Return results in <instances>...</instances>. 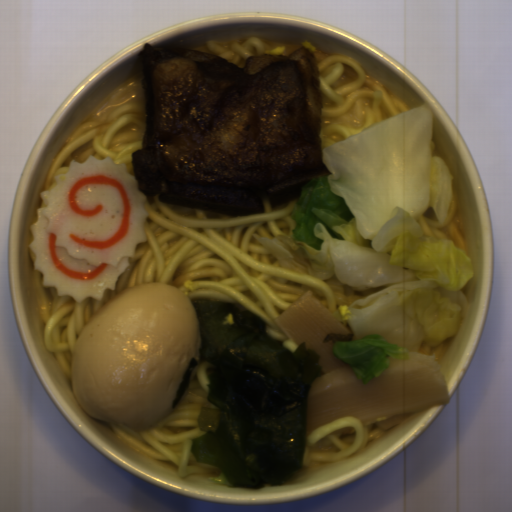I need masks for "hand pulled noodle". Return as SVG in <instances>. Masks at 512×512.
Listing matches in <instances>:
<instances>
[{"label": "hand pulled noodle", "mask_w": 512, "mask_h": 512, "mask_svg": "<svg viewBox=\"0 0 512 512\" xmlns=\"http://www.w3.org/2000/svg\"><path fill=\"white\" fill-rule=\"evenodd\" d=\"M263 213L235 216L163 201L145 199L146 243H138L129 267L107 289L103 299L82 302L59 296L52 286H43V272L34 267L30 250L34 300L44 327L45 348L62 367L72 388L71 371L75 345L96 310L119 291L138 284L173 286L190 301L232 303L266 321V334L296 352L295 342L275 320L306 290L332 314L384 290L387 284L363 291L350 289L335 274L319 280L282 266L278 256L255 235L291 236L298 227L292 213L298 198L272 207L265 191H259Z\"/></svg>", "instance_id": "14784b9a"}, {"label": "hand pulled noodle", "mask_w": 512, "mask_h": 512, "mask_svg": "<svg viewBox=\"0 0 512 512\" xmlns=\"http://www.w3.org/2000/svg\"><path fill=\"white\" fill-rule=\"evenodd\" d=\"M305 48L314 53L322 95L320 154L324 148L367 130L374 124L411 111L396 94L383 88L352 58L324 54L304 40L270 42L240 37L204 41L192 49L218 56L239 67L250 55H291Z\"/></svg>", "instance_id": "772679e5"}, {"label": "hand pulled noodle", "mask_w": 512, "mask_h": 512, "mask_svg": "<svg viewBox=\"0 0 512 512\" xmlns=\"http://www.w3.org/2000/svg\"><path fill=\"white\" fill-rule=\"evenodd\" d=\"M146 131L142 69L123 82L89 113L68 137L46 171L44 191L56 186V177L68 172L71 161L85 164L89 156L123 163L136 177L133 153L142 150Z\"/></svg>", "instance_id": "2289bc40"}, {"label": "hand pulled noodle", "mask_w": 512, "mask_h": 512, "mask_svg": "<svg viewBox=\"0 0 512 512\" xmlns=\"http://www.w3.org/2000/svg\"><path fill=\"white\" fill-rule=\"evenodd\" d=\"M214 370V364L200 357L198 364L192 369L190 382L172 413L144 431H135L126 423L104 421L123 442L148 459L171 462L181 479L190 475L220 477L222 470L217 465L197 463L192 453V438L205 435L198 423L201 407H218L208 400V375Z\"/></svg>", "instance_id": "bd1af8b7"}, {"label": "hand pulled noodle", "mask_w": 512, "mask_h": 512, "mask_svg": "<svg viewBox=\"0 0 512 512\" xmlns=\"http://www.w3.org/2000/svg\"><path fill=\"white\" fill-rule=\"evenodd\" d=\"M386 431L376 422L362 425L359 417L355 416H343L315 428L306 435L301 469L287 482L305 479L362 451Z\"/></svg>", "instance_id": "8796e031"}, {"label": "hand pulled noodle", "mask_w": 512, "mask_h": 512, "mask_svg": "<svg viewBox=\"0 0 512 512\" xmlns=\"http://www.w3.org/2000/svg\"><path fill=\"white\" fill-rule=\"evenodd\" d=\"M420 227L428 238L451 241L467 257V245L464 233L462 211L457 189L453 184L452 204L444 226L438 223L432 206L419 219Z\"/></svg>", "instance_id": "2babfb4a"}, {"label": "hand pulled noodle", "mask_w": 512, "mask_h": 512, "mask_svg": "<svg viewBox=\"0 0 512 512\" xmlns=\"http://www.w3.org/2000/svg\"><path fill=\"white\" fill-rule=\"evenodd\" d=\"M455 334L448 338L447 340L443 341L439 346L432 347L428 344H423L422 346L418 348H409V352H414L418 354H425L431 357V355H434L433 360H435L440 368L442 361L454 339Z\"/></svg>", "instance_id": "6c469fb5"}, {"label": "hand pulled noodle", "mask_w": 512, "mask_h": 512, "mask_svg": "<svg viewBox=\"0 0 512 512\" xmlns=\"http://www.w3.org/2000/svg\"><path fill=\"white\" fill-rule=\"evenodd\" d=\"M475 284H476V278L473 275L470 278V280L465 284V286L462 288V290H463V292L465 294V297L467 299V306L469 305V303L472 300V297H473V294H474V291H475Z\"/></svg>", "instance_id": "7befea95"}, {"label": "hand pulled noodle", "mask_w": 512, "mask_h": 512, "mask_svg": "<svg viewBox=\"0 0 512 512\" xmlns=\"http://www.w3.org/2000/svg\"><path fill=\"white\" fill-rule=\"evenodd\" d=\"M433 143H434V152H433V155H439L440 156V151H439V148L437 146V143L433 137Z\"/></svg>", "instance_id": "3b3798af"}, {"label": "hand pulled noodle", "mask_w": 512, "mask_h": 512, "mask_svg": "<svg viewBox=\"0 0 512 512\" xmlns=\"http://www.w3.org/2000/svg\"><path fill=\"white\" fill-rule=\"evenodd\" d=\"M47 205H48V203H47L46 199L42 197V201H41V206H40V208H44V207H46Z\"/></svg>", "instance_id": "bf56072c"}]
</instances>
